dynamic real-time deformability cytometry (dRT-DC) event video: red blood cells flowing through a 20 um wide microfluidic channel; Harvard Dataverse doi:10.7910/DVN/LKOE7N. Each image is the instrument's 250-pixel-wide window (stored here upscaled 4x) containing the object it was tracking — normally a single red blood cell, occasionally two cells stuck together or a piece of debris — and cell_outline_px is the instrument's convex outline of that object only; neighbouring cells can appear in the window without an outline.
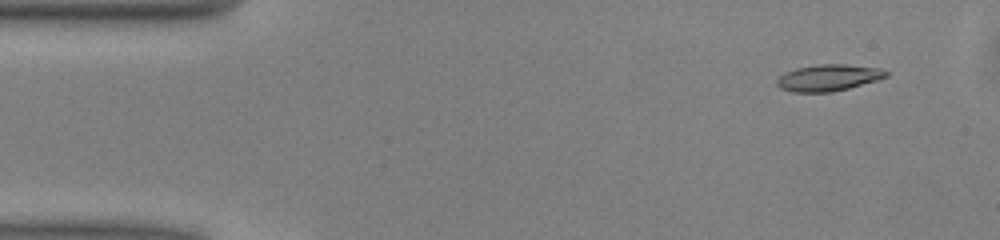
{"species": "common noctule bat (a hibernating species)", "species_latin": "Nyctalus noctula", "temperature_condition": "warm", "stored_images_in_passage": 13, "camera_frame_rate_fps": 3000, "um_per_image_px": 0.085, "animal": {"sex": "male", "body_mass_g": 13.0, "forearm_length_mm": 53.1}, "frame": {"image": 1, "passage_image": 4, "time_ms": 1.0, "image_size_px": [1000, 240], "cell_outline_px": [[888, 76], [876, 80], [848, 88], [832, 92], [792, 92], [780, 88], [776, 84], [776, 80], [780, 76], [796, 68], [816, 64], [844, 64], [880, 68], [888, 72]], "centroid_in_image_um": [70.4, 6.6], "position_along_channel_um": 14.6, "area_um2": 16.76}}